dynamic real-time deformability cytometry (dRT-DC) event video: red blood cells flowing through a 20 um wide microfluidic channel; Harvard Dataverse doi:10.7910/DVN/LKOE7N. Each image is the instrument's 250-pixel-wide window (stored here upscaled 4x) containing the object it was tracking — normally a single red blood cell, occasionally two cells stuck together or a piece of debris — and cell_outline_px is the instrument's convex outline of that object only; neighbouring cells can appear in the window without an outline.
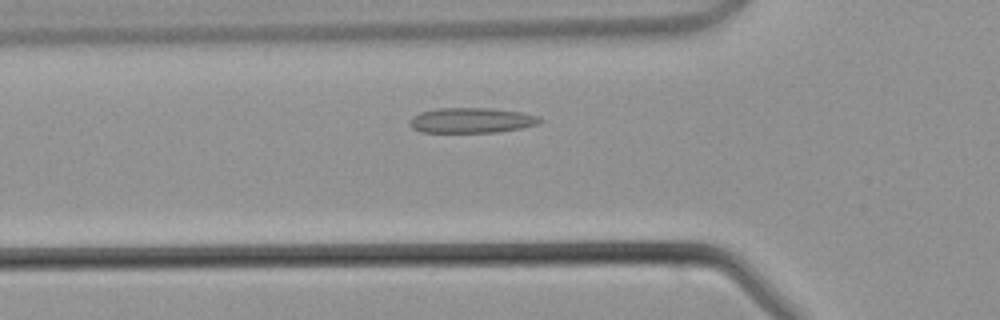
{"species": "common noctule bat (a hibernating species)", "species_latin": "Nyctalus noctula", "temperature_condition": "warm", "stored_images_in_passage": 32, "camera_frame_rate_fps": 3000, "um_per_image_px": 0.085, "animal": {"sex": "male", "body_mass_g": 21.5, "forearm_length_mm": 52.0}, "frame": {"image": 1, "passage_image": 2, "time_ms": 0.333, "image_size_px": [1000, 320], "cell_outline_px": [[544, 120], [540, 124], [520, 128], [496, 132], [420, 132], [412, 128], [408, 124], [408, 120], [412, 116], [420, 112], [436, 108], [488, 108], [520, 112], [536, 116]], "centroid_in_image_um": [40.02, 10.23], "position_along_channel_um": 85.8, "area_um2": 19.19}}
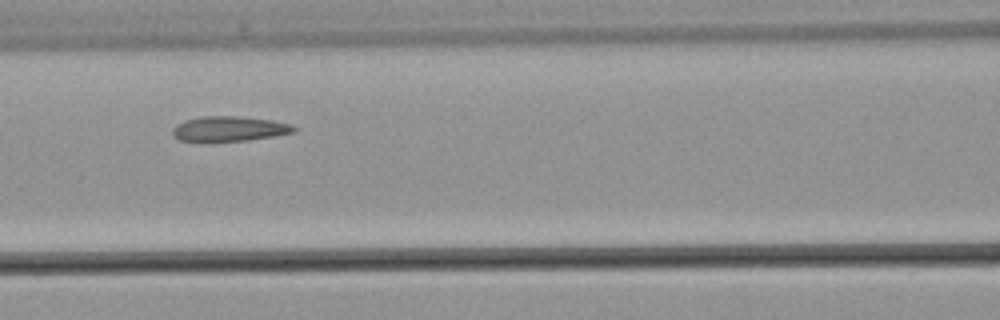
{"frame": {"image": 2, "passage_image": 6, "time_ms": 1.667, "image_size_px": [1000, 320], "cell_outline_px": [[296, 132], [276, 136], [248, 140], [212, 144], [200, 144], [180, 140], [172, 132], [172, 128], [176, 124], [184, 120], [200, 116], [240, 116], [272, 120], [292, 124], [296, 128]], "centroid_in_image_um": [19.44, 10.99], "position_along_channel_um": 147.2, "area_um2": 18.67}}
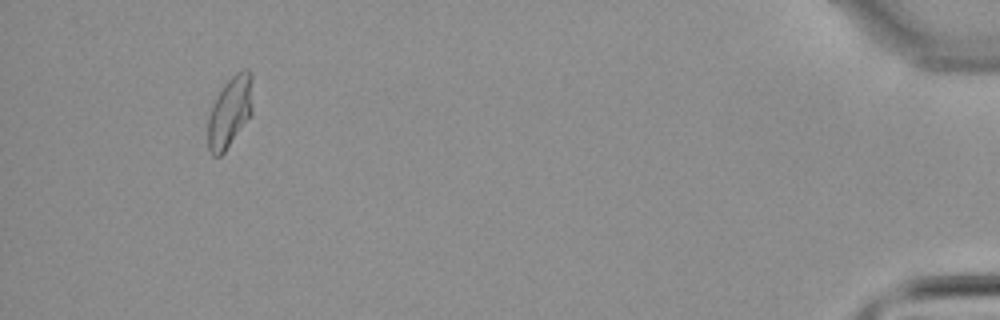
{"frame": {"image": 3, "passage_image": 29, "time_ms": 9.333, "image_size_px": [1000, 320], "cell_outline_px": [[252, 112], [224, 152], [220, 156], [212, 156], [208, 148], [208, 116], [212, 104], [216, 96], [224, 84], [236, 72], [244, 68], [248, 68], [252, 72]], "centroid_in_image_um": [19.53, 9.46], "position_along_channel_um": 415.7, "area_um2": 18.5}}